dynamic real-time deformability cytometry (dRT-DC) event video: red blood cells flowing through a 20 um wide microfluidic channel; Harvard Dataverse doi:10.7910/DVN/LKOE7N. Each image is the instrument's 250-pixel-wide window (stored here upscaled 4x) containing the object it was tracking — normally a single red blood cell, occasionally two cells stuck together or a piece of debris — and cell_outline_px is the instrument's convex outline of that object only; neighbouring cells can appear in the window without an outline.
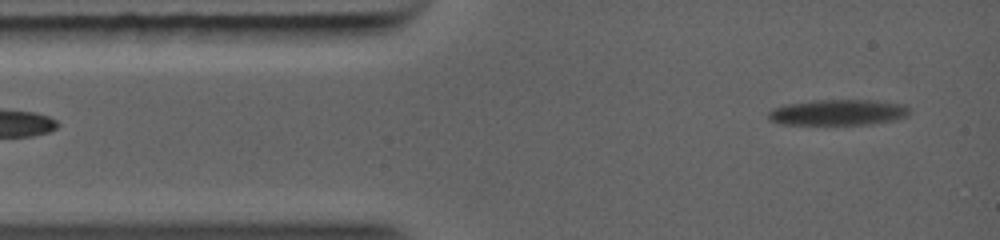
{"species": "common noctule bat (a hibernating species)", "species_latin": "Nyctalus noctula", "temperature_condition": "warm", "stored_images_in_passage": 50, "camera_frame_rate_fps": 5000, "um_per_image_px": 0.085, "animal": {"sex": "female", "body_mass_g": 19.0, "forearm_length_mm": 56.7}, "frame": {"image": 1, "passage_image": 4, "time_ms": 0.6, "image_size_px": [1000, 240], "cell_outline_px": [[908, 112], [904, 116], [892, 120], [868, 124], [784, 124], [772, 120], [768, 116], [768, 112], [772, 108], [784, 104], [816, 100], [868, 100], [904, 104], [908, 108]], "centroid_in_image_um": [71.18, 9.54], "position_along_channel_um": 13.8, "area_um2": 20.81}}
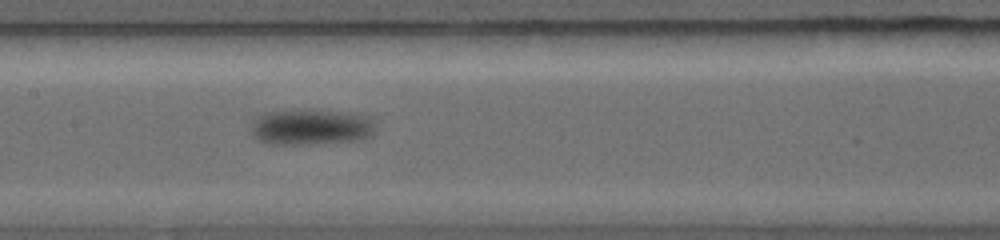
{"frame": {"image": 2, "passage_image": 30, "time_ms": 5.4, "image_size_px": [1000, 240], "cell_outline_px": [[368, 124], [364, 128], [356, 132], [344, 136], [268, 136], [260, 132], [256, 128], [256, 120], [264, 112], [328, 112], [360, 116], [368, 120]], "centroid_in_image_um": [26.29, 10.54], "position_along_channel_um": 181.1, "area_um2": 17.28}}
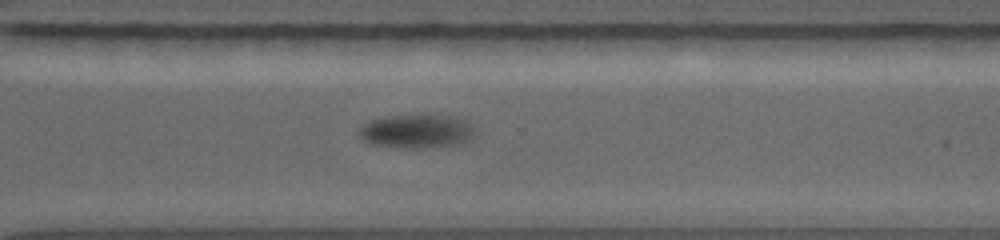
{"frame": {"image": 3, "passage_image": 48, "time_ms": 8.8, "image_size_px": [1000, 240], "cell_outline_px": [[472, 124], [468, 132], [460, 136], [444, 140], [424, 144], [396, 144], [368, 140], [360, 132], [360, 128], [364, 124], [372, 120], [388, 116], [448, 116], [464, 120]], "centroid_in_image_um": [35.21, 10.99], "position_along_channel_um": 335.4, "area_um2": 18.32}}